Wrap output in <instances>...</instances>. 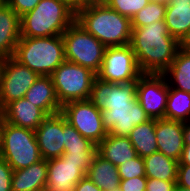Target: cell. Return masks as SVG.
<instances>
[{
  "label": "cell",
  "mask_w": 190,
  "mask_h": 191,
  "mask_svg": "<svg viewBox=\"0 0 190 191\" xmlns=\"http://www.w3.org/2000/svg\"><path fill=\"white\" fill-rule=\"evenodd\" d=\"M130 46L142 74H163L175 59L179 41L170 35L165 21L132 28Z\"/></svg>",
  "instance_id": "6da1fadb"
},
{
  "label": "cell",
  "mask_w": 190,
  "mask_h": 191,
  "mask_svg": "<svg viewBox=\"0 0 190 191\" xmlns=\"http://www.w3.org/2000/svg\"><path fill=\"white\" fill-rule=\"evenodd\" d=\"M75 21L106 47L130 44L131 19L103 1H87L76 11Z\"/></svg>",
  "instance_id": "7a4b0ae2"
},
{
  "label": "cell",
  "mask_w": 190,
  "mask_h": 191,
  "mask_svg": "<svg viewBox=\"0 0 190 191\" xmlns=\"http://www.w3.org/2000/svg\"><path fill=\"white\" fill-rule=\"evenodd\" d=\"M76 11L61 0H41L21 16V37L62 35L75 22Z\"/></svg>",
  "instance_id": "3957f363"
},
{
  "label": "cell",
  "mask_w": 190,
  "mask_h": 191,
  "mask_svg": "<svg viewBox=\"0 0 190 191\" xmlns=\"http://www.w3.org/2000/svg\"><path fill=\"white\" fill-rule=\"evenodd\" d=\"M13 58L39 76H50L65 61L63 37H21Z\"/></svg>",
  "instance_id": "277c9868"
},
{
  "label": "cell",
  "mask_w": 190,
  "mask_h": 191,
  "mask_svg": "<svg viewBox=\"0 0 190 191\" xmlns=\"http://www.w3.org/2000/svg\"><path fill=\"white\" fill-rule=\"evenodd\" d=\"M0 156L13 170L27 168L42 159L35 131L3 120L0 129Z\"/></svg>",
  "instance_id": "5b68a950"
},
{
  "label": "cell",
  "mask_w": 190,
  "mask_h": 191,
  "mask_svg": "<svg viewBox=\"0 0 190 191\" xmlns=\"http://www.w3.org/2000/svg\"><path fill=\"white\" fill-rule=\"evenodd\" d=\"M62 37L65 60L88 68L97 74L107 47L86 32L76 21L68 27Z\"/></svg>",
  "instance_id": "8992f818"
},
{
  "label": "cell",
  "mask_w": 190,
  "mask_h": 191,
  "mask_svg": "<svg viewBox=\"0 0 190 191\" xmlns=\"http://www.w3.org/2000/svg\"><path fill=\"white\" fill-rule=\"evenodd\" d=\"M50 76L62 106L70 101L90 99L92 86L97 77L90 69L67 60Z\"/></svg>",
  "instance_id": "52a82bcc"
},
{
  "label": "cell",
  "mask_w": 190,
  "mask_h": 191,
  "mask_svg": "<svg viewBox=\"0 0 190 191\" xmlns=\"http://www.w3.org/2000/svg\"><path fill=\"white\" fill-rule=\"evenodd\" d=\"M141 75L130 44L107 47L101 68L96 74L100 80L115 84L137 81Z\"/></svg>",
  "instance_id": "ba28073f"
},
{
  "label": "cell",
  "mask_w": 190,
  "mask_h": 191,
  "mask_svg": "<svg viewBox=\"0 0 190 191\" xmlns=\"http://www.w3.org/2000/svg\"><path fill=\"white\" fill-rule=\"evenodd\" d=\"M61 113L86 139L96 146L107 136L101 110L88 100L70 101L62 106Z\"/></svg>",
  "instance_id": "9c48e42d"
},
{
  "label": "cell",
  "mask_w": 190,
  "mask_h": 191,
  "mask_svg": "<svg viewBox=\"0 0 190 191\" xmlns=\"http://www.w3.org/2000/svg\"><path fill=\"white\" fill-rule=\"evenodd\" d=\"M168 94L163 74H142L137 80L136 98L150 119L165 118Z\"/></svg>",
  "instance_id": "30bf717a"
},
{
  "label": "cell",
  "mask_w": 190,
  "mask_h": 191,
  "mask_svg": "<svg viewBox=\"0 0 190 191\" xmlns=\"http://www.w3.org/2000/svg\"><path fill=\"white\" fill-rule=\"evenodd\" d=\"M39 75L13 57L4 58L0 88V111L10 102L21 99Z\"/></svg>",
  "instance_id": "8fae6325"
},
{
  "label": "cell",
  "mask_w": 190,
  "mask_h": 191,
  "mask_svg": "<svg viewBox=\"0 0 190 191\" xmlns=\"http://www.w3.org/2000/svg\"><path fill=\"white\" fill-rule=\"evenodd\" d=\"M101 114L106 132L122 137H128L135 126L150 120L137 100L132 104L108 105Z\"/></svg>",
  "instance_id": "7c38bea8"
},
{
  "label": "cell",
  "mask_w": 190,
  "mask_h": 191,
  "mask_svg": "<svg viewBox=\"0 0 190 191\" xmlns=\"http://www.w3.org/2000/svg\"><path fill=\"white\" fill-rule=\"evenodd\" d=\"M40 155L49 160L64 154V115L47 116L35 130Z\"/></svg>",
  "instance_id": "4fadbf2b"
},
{
  "label": "cell",
  "mask_w": 190,
  "mask_h": 191,
  "mask_svg": "<svg viewBox=\"0 0 190 191\" xmlns=\"http://www.w3.org/2000/svg\"><path fill=\"white\" fill-rule=\"evenodd\" d=\"M85 176L82 162L68 161L64 155L49 159L45 191H74L75 185Z\"/></svg>",
  "instance_id": "5bb4252c"
},
{
  "label": "cell",
  "mask_w": 190,
  "mask_h": 191,
  "mask_svg": "<svg viewBox=\"0 0 190 191\" xmlns=\"http://www.w3.org/2000/svg\"><path fill=\"white\" fill-rule=\"evenodd\" d=\"M137 81L115 84L95 78L90 101L99 110L108 105L132 104L136 98Z\"/></svg>",
  "instance_id": "9a60e30c"
},
{
  "label": "cell",
  "mask_w": 190,
  "mask_h": 191,
  "mask_svg": "<svg viewBox=\"0 0 190 191\" xmlns=\"http://www.w3.org/2000/svg\"><path fill=\"white\" fill-rule=\"evenodd\" d=\"M158 152L179 161L184 149L183 122L166 118L155 119Z\"/></svg>",
  "instance_id": "2e32d148"
},
{
  "label": "cell",
  "mask_w": 190,
  "mask_h": 191,
  "mask_svg": "<svg viewBox=\"0 0 190 191\" xmlns=\"http://www.w3.org/2000/svg\"><path fill=\"white\" fill-rule=\"evenodd\" d=\"M3 120L14 126L36 130L48 116L24 97L8 103L2 110Z\"/></svg>",
  "instance_id": "e0dca14e"
},
{
  "label": "cell",
  "mask_w": 190,
  "mask_h": 191,
  "mask_svg": "<svg viewBox=\"0 0 190 191\" xmlns=\"http://www.w3.org/2000/svg\"><path fill=\"white\" fill-rule=\"evenodd\" d=\"M21 38V17L3 0L0 2V57H13Z\"/></svg>",
  "instance_id": "ac0fdd59"
},
{
  "label": "cell",
  "mask_w": 190,
  "mask_h": 191,
  "mask_svg": "<svg viewBox=\"0 0 190 191\" xmlns=\"http://www.w3.org/2000/svg\"><path fill=\"white\" fill-rule=\"evenodd\" d=\"M24 98L42 109L48 116L62 111L51 76H39Z\"/></svg>",
  "instance_id": "d6986e66"
},
{
  "label": "cell",
  "mask_w": 190,
  "mask_h": 191,
  "mask_svg": "<svg viewBox=\"0 0 190 191\" xmlns=\"http://www.w3.org/2000/svg\"><path fill=\"white\" fill-rule=\"evenodd\" d=\"M48 160L41 159L27 168L13 170L12 191H45Z\"/></svg>",
  "instance_id": "ffe728a7"
},
{
  "label": "cell",
  "mask_w": 190,
  "mask_h": 191,
  "mask_svg": "<svg viewBox=\"0 0 190 191\" xmlns=\"http://www.w3.org/2000/svg\"><path fill=\"white\" fill-rule=\"evenodd\" d=\"M97 153L116 167L137 157V152L128 137L107 134L97 145Z\"/></svg>",
  "instance_id": "44dd1931"
},
{
  "label": "cell",
  "mask_w": 190,
  "mask_h": 191,
  "mask_svg": "<svg viewBox=\"0 0 190 191\" xmlns=\"http://www.w3.org/2000/svg\"><path fill=\"white\" fill-rule=\"evenodd\" d=\"M164 21L170 35L180 41L190 30V0H168Z\"/></svg>",
  "instance_id": "7402d4cb"
},
{
  "label": "cell",
  "mask_w": 190,
  "mask_h": 191,
  "mask_svg": "<svg viewBox=\"0 0 190 191\" xmlns=\"http://www.w3.org/2000/svg\"><path fill=\"white\" fill-rule=\"evenodd\" d=\"M102 191L116 189L120 185L118 167L96 153L86 174Z\"/></svg>",
  "instance_id": "603a6c76"
},
{
  "label": "cell",
  "mask_w": 190,
  "mask_h": 191,
  "mask_svg": "<svg viewBox=\"0 0 190 191\" xmlns=\"http://www.w3.org/2000/svg\"><path fill=\"white\" fill-rule=\"evenodd\" d=\"M178 166V161L160 152H155L144 157V167L147 178L177 181Z\"/></svg>",
  "instance_id": "cb8c5ba5"
},
{
  "label": "cell",
  "mask_w": 190,
  "mask_h": 191,
  "mask_svg": "<svg viewBox=\"0 0 190 191\" xmlns=\"http://www.w3.org/2000/svg\"><path fill=\"white\" fill-rule=\"evenodd\" d=\"M163 75L170 81H168L169 88L190 93V52L179 49L172 64Z\"/></svg>",
  "instance_id": "d4e9b609"
},
{
  "label": "cell",
  "mask_w": 190,
  "mask_h": 191,
  "mask_svg": "<svg viewBox=\"0 0 190 191\" xmlns=\"http://www.w3.org/2000/svg\"><path fill=\"white\" fill-rule=\"evenodd\" d=\"M137 155L144 158L152 153L158 152L155 134V119L138 124L128 135Z\"/></svg>",
  "instance_id": "484cf974"
},
{
  "label": "cell",
  "mask_w": 190,
  "mask_h": 191,
  "mask_svg": "<svg viewBox=\"0 0 190 191\" xmlns=\"http://www.w3.org/2000/svg\"><path fill=\"white\" fill-rule=\"evenodd\" d=\"M165 118L182 122L190 121V93L169 88Z\"/></svg>",
  "instance_id": "4316f807"
},
{
  "label": "cell",
  "mask_w": 190,
  "mask_h": 191,
  "mask_svg": "<svg viewBox=\"0 0 190 191\" xmlns=\"http://www.w3.org/2000/svg\"><path fill=\"white\" fill-rule=\"evenodd\" d=\"M64 152H97V146L83 137L64 116Z\"/></svg>",
  "instance_id": "83f0119b"
},
{
  "label": "cell",
  "mask_w": 190,
  "mask_h": 191,
  "mask_svg": "<svg viewBox=\"0 0 190 191\" xmlns=\"http://www.w3.org/2000/svg\"><path fill=\"white\" fill-rule=\"evenodd\" d=\"M166 4L149 2L142 10L137 12L131 19V27L138 28L147 26L157 21H164Z\"/></svg>",
  "instance_id": "f1b7e54d"
},
{
  "label": "cell",
  "mask_w": 190,
  "mask_h": 191,
  "mask_svg": "<svg viewBox=\"0 0 190 191\" xmlns=\"http://www.w3.org/2000/svg\"><path fill=\"white\" fill-rule=\"evenodd\" d=\"M111 9L130 19L148 5L150 0H102Z\"/></svg>",
  "instance_id": "f546056e"
},
{
  "label": "cell",
  "mask_w": 190,
  "mask_h": 191,
  "mask_svg": "<svg viewBox=\"0 0 190 191\" xmlns=\"http://www.w3.org/2000/svg\"><path fill=\"white\" fill-rule=\"evenodd\" d=\"M120 180H126L133 177L146 176L144 167V158L137 156L125 161L118 166Z\"/></svg>",
  "instance_id": "4dcf8cb0"
},
{
  "label": "cell",
  "mask_w": 190,
  "mask_h": 191,
  "mask_svg": "<svg viewBox=\"0 0 190 191\" xmlns=\"http://www.w3.org/2000/svg\"><path fill=\"white\" fill-rule=\"evenodd\" d=\"M4 1L18 16L21 17L25 13L33 10L41 0H4Z\"/></svg>",
  "instance_id": "1f68e13d"
},
{
  "label": "cell",
  "mask_w": 190,
  "mask_h": 191,
  "mask_svg": "<svg viewBox=\"0 0 190 191\" xmlns=\"http://www.w3.org/2000/svg\"><path fill=\"white\" fill-rule=\"evenodd\" d=\"M13 169L11 166L0 156V191H12Z\"/></svg>",
  "instance_id": "d6a6232c"
},
{
  "label": "cell",
  "mask_w": 190,
  "mask_h": 191,
  "mask_svg": "<svg viewBox=\"0 0 190 191\" xmlns=\"http://www.w3.org/2000/svg\"><path fill=\"white\" fill-rule=\"evenodd\" d=\"M147 177H133L126 180H120V191H146Z\"/></svg>",
  "instance_id": "836d02e7"
},
{
  "label": "cell",
  "mask_w": 190,
  "mask_h": 191,
  "mask_svg": "<svg viewBox=\"0 0 190 191\" xmlns=\"http://www.w3.org/2000/svg\"><path fill=\"white\" fill-rule=\"evenodd\" d=\"M97 152H82L72 153L64 152V156L68 158V161L82 162V170L87 174L92 159Z\"/></svg>",
  "instance_id": "e575fe53"
},
{
  "label": "cell",
  "mask_w": 190,
  "mask_h": 191,
  "mask_svg": "<svg viewBox=\"0 0 190 191\" xmlns=\"http://www.w3.org/2000/svg\"><path fill=\"white\" fill-rule=\"evenodd\" d=\"M176 181H164L156 178H147L146 191H174Z\"/></svg>",
  "instance_id": "d590c367"
},
{
  "label": "cell",
  "mask_w": 190,
  "mask_h": 191,
  "mask_svg": "<svg viewBox=\"0 0 190 191\" xmlns=\"http://www.w3.org/2000/svg\"><path fill=\"white\" fill-rule=\"evenodd\" d=\"M177 185L190 188V165H179L177 173Z\"/></svg>",
  "instance_id": "8d00e7d4"
},
{
  "label": "cell",
  "mask_w": 190,
  "mask_h": 191,
  "mask_svg": "<svg viewBox=\"0 0 190 191\" xmlns=\"http://www.w3.org/2000/svg\"><path fill=\"white\" fill-rule=\"evenodd\" d=\"M74 191H102L96 184H94L86 175L76 185Z\"/></svg>",
  "instance_id": "74e56055"
},
{
  "label": "cell",
  "mask_w": 190,
  "mask_h": 191,
  "mask_svg": "<svg viewBox=\"0 0 190 191\" xmlns=\"http://www.w3.org/2000/svg\"><path fill=\"white\" fill-rule=\"evenodd\" d=\"M178 162L179 165H190V144H185L181 158Z\"/></svg>",
  "instance_id": "f35d334b"
},
{
  "label": "cell",
  "mask_w": 190,
  "mask_h": 191,
  "mask_svg": "<svg viewBox=\"0 0 190 191\" xmlns=\"http://www.w3.org/2000/svg\"><path fill=\"white\" fill-rule=\"evenodd\" d=\"M179 49L190 52V30L179 41Z\"/></svg>",
  "instance_id": "ab89813d"
},
{
  "label": "cell",
  "mask_w": 190,
  "mask_h": 191,
  "mask_svg": "<svg viewBox=\"0 0 190 191\" xmlns=\"http://www.w3.org/2000/svg\"><path fill=\"white\" fill-rule=\"evenodd\" d=\"M184 144H190V121L183 122Z\"/></svg>",
  "instance_id": "60d3db41"
},
{
  "label": "cell",
  "mask_w": 190,
  "mask_h": 191,
  "mask_svg": "<svg viewBox=\"0 0 190 191\" xmlns=\"http://www.w3.org/2000/svg\"><path fill=\"white\" fill-rule=\"evenodd\" d=\"M70 5L75 11H77L82 5H84L88 0H61Z\"/></svg>",
  "instance_id": "b9f144b4"
},
{
  "label": "cell",
  "mask_w": 190,
  "mask_h": 191,
  "mask_svg": "<svg viewBox=\"0 0 190 191\" xmlns=\"http://www.w3.org/2000/svg\"><path fill=\"white\" fill-rule=\"evenodd\" d=\"M3 69H4V58L0 57V88H1Z\"/></svg>",
  "instance_id": "7bdbcfd3"
},
{
  "label": "cell",
  "mask_w": 190,
  "mask_h": 191,
  "mask_svg": "<svg viewBox=\"0 0 190 191\" xmlns=\"http://www.w3.org/2000/svg\"><path fill=\"white\" fill-rule=\"evenodd\" d=\"M174 191H190V188L182 187L176 184Z\"/></svg>",
  "instance_id": "ee69618b"
},
{
  "label": "cell",
  "mask_w": 190,
  "mask_h": 191,
  "mask_svg": "<svg viewBox=\"0 0 190 191\" xmlns=\"http://www.w3.org/2000/svg\"><path fill=\"white\" fill-rule=\"evenodd\" d=\"M151 2H157L162 4H167L168 0H150Z\"/></svg>",
  "instance_id": "f6af8a7d"
},
{
  "label": "cell",
  "mask_w": 190,
  "mask_h": 191,
  "mask_svg": "<svg viewBox=\"0 0 190 191\" xmlns=\"http://www.w3.org/2000/svg\"><path fill=\"white\" fill-rule=\"evenodd\" d=\"M2 122H3V116H2L1 111H0V129H1Z\"/></svg>",
  "instance_id": "bcb514c9"
},
{
  "label": "cell",
  "mask_w": 190,
  "mask_h": 191,
  "mask_svg": "<svg viewBox=\"0 0 190 191\" xmlns=\"http://www.w3.org/2000/svg\"><path fill=\"white\" fill-rule=\"evenodd\" d=\"M108 191H120V188H116V189H112V190H108Z\"/></svg>",
  "instance_id": "7dc6e473"
}]
</instances>
